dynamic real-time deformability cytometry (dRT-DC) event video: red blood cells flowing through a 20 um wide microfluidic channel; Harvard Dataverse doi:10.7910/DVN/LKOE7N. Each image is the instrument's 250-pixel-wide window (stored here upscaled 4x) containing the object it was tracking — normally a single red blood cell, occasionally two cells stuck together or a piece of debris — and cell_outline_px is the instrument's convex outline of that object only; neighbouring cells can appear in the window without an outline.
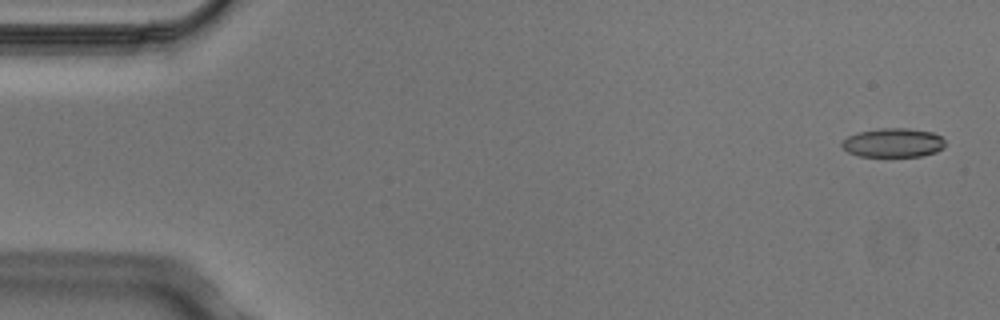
{"species": "Egyptian fruit bat (a non-hibernating species)", "species_latin": "Rousettus aegyptiacus", "temperature_condition": "cold", "stored_images_in_passage": 4, "camera_frame_rate_fps": 3000, "um_per_image_px": 0.085, "animal": {"sex": "male"}, "frame": {"image": 1, "passage_image": 1, "time_ms": 0.0, "image_size_px": [1000, 320], "cell_outline_px": [[944, 148], [936, 152], [920, 156], [860, 156], [848, 152], [840, 144], [848, 136], [856, 132], [880, 128], [908, 128], [932, 132], [940, 136], [944, 140]], "centroid_in_image_um": [75.92, 12.12], "position_along_channel_um": 9.1, "area_um2": 17.46}}
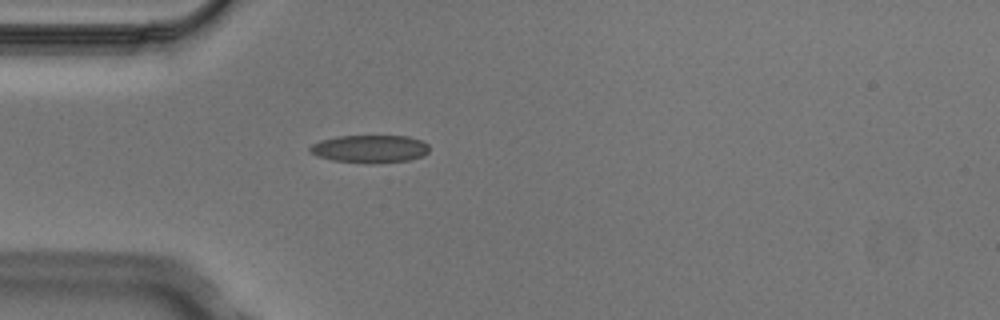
{"frame": {"image": 2, "passage_image": 4, "time_ms": 1.0, "image_size_px": [1000, 320], "cell_outline_px": [[428, 152], [424, 156], [408, 160], [372, 164], [332, 160], [308, 152], [308, 148], [312, 144], [320, 140], [336, 136], [408, 136], [420, 140], [428, 144]], "centroid_in_image_um": [31.43, 12.65], "position_along_channel_um": 53.6, "area_um2": 19.42}}